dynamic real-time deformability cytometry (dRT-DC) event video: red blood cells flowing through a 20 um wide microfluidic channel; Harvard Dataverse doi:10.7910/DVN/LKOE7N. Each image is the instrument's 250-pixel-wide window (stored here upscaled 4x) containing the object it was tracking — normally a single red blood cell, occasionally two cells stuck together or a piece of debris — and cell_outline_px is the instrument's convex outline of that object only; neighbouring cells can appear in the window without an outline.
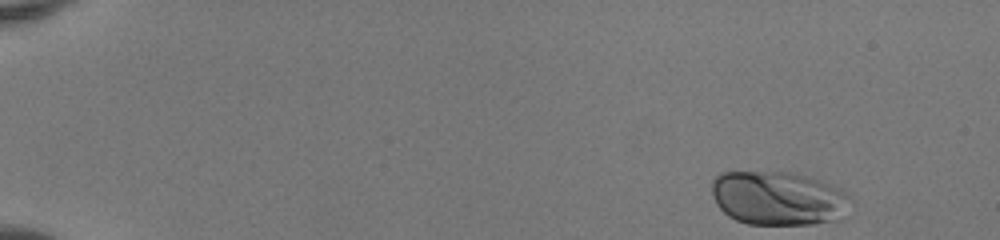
{"species": "human", "species_latin": "Homo sapiens", "temperature_condition": "room temperature", "stored_images_in_passage": 47, "camera_frame_rate_fps": 3000, "um_per_image_px": 0.085, "donor": {"sex": "female"}, "frame": {"image": 1, "passage_image": 1, "time_ms": 0.0, "image_size_px": [1000, 240], "cell_outline_px": [[856, 204], [840, 220], [812, 224], [748, 224], [736, 220], [728, 216], [716, 204], [712, 192], [712, 180], [720, 172], [792, 172], [816, 180], [836, 188], [844, 192], [856, 200]], "centroid_in_image_um": [66.2, 16.87], "position_along_channel_um": 18.8, "area_um2": 44.04}}
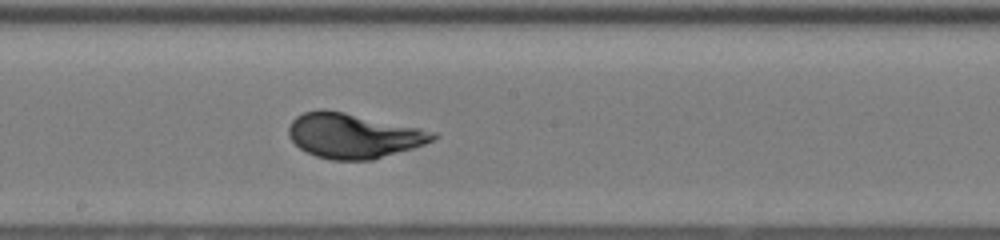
{"frame": {"image": 2, "passage_image": 26, "time_ms": 8.333, "image_size_px": [1000, 240], "cell_outline_px": [[440, 136], [424, 144], [412, 148], [372, 160], [332, 160], [316, 156], [300, 148], [288, 136], [288, 128], [292, 120], [296, 116], [304, 112], [320, 108], [324, 108], [344, 112], [420, 128], [436, 132]], "centroid_in_image_um": [30.02, 11.52], "position_along_channel_um": 218.2, "area_um2": 37.63}}
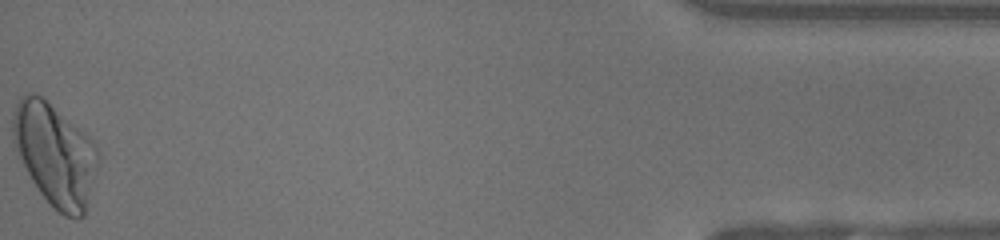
{"frame": {"image": 3, "passage_image": 47, "time_ms": 15.333, "image_size_px": [1000, 240], "cell_outline_px": [[100, 160], [84, 216], [64, 216], [40, 192], [32, 180], [12, 144], [12, 112], [20, 96], [28, 92], [32, 92], [40, 96], [84, 132], [96, 144]], "centroid_in_image_um": [4.66, 13.09], "position_along_channel_um": 430.5, "area_um2": 50.34}, "authors_computed_cell_mechanics": {"area_um2": 37.5122, "velocity_mm_per_s": 4.1302, "shape_relaxation_time_tau1_ms": 2.4879, "shape_relaxation_time_tau2_ms": null, "deformation_change_tau1": 0.1499, "deformation_change_tau2": null}}